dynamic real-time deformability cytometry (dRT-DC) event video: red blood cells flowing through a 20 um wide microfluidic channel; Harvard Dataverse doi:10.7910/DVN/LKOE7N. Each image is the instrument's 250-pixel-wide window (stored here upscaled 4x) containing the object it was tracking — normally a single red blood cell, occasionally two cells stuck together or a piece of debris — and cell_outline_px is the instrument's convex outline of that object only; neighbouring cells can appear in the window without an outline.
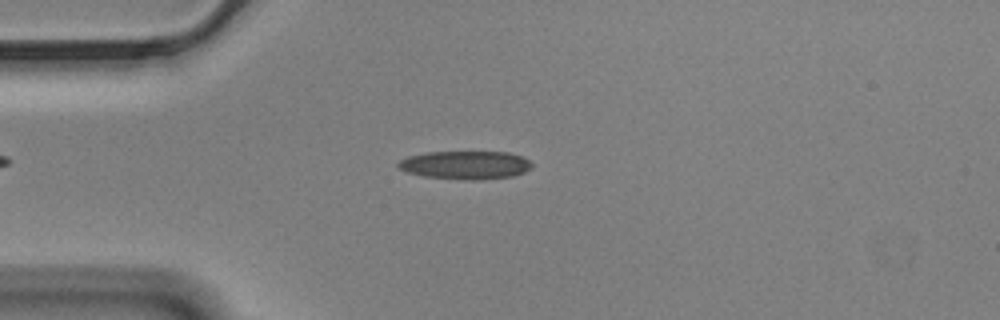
{"species": "Egyptian fruit bat (a non-hibernating species)", "species_latin": "Rousettus aegyptiacus", "temperature_condition": "cold", "stored_images_in_passage": 57, "camera_frame_rate_fps": 3000, "um_per_image_px": 0.085, "animal": {"sex": "male"}, "frame": {"image": 1, "passage_image": 14, "time_ms": 4.333, "image_size_px": [1000, 320], "cell_outline_px": [[532, 168], [524, 172], [512, 176], [476, 180], [472, 180], [424, 176], [408, 172], [396, 168], [396, 164], [400, 160], [408, 156], [428, 152], [508, 152], [520, 156], [528, 160], [532, 164]], "centroid_in_image_um": [39.54, 14.02], "position_along_channel_um": 45.5, "area_um2": 21.91}}
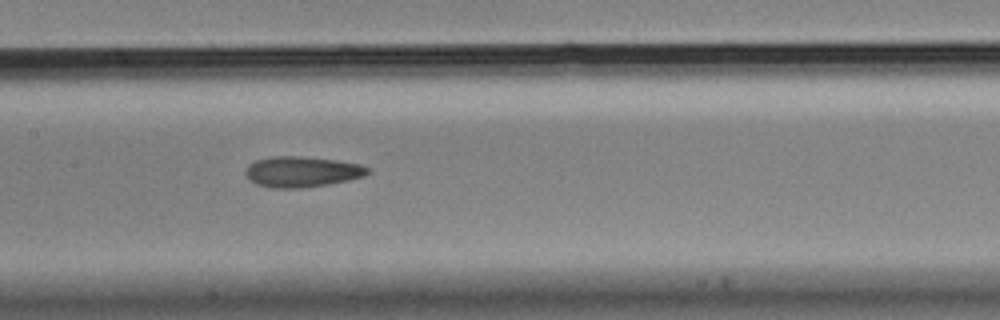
{"frame": {"image": 2, "passage_image": 27, "time_ms": 8.667, "image_size_px": [1000, 320], "cell_outline_px": [[372, 172], [364, 176], [348, 180], [328, 184], [300, 188], [272, 188], [256, 184], [244, 172], [248, 164], [256, 160], [272, 156], [300, 156], [336, 160], [360, 164], [368, 168]], "centroid_in_image_um": [25.67, 14.59], "position_along_channel_um": 181.7, "area_um2": 21.79}}
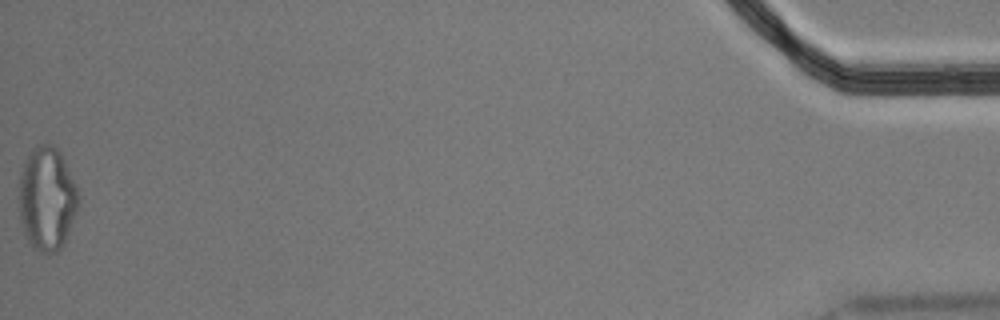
{"frame": {"image": 3, "passage_image": 57, "time_ms": 18.667, "image_size_px": [1000, 320], "cell_outline_px": [[80, 204], [64, 240], [60, 248], [56, 252], [44, 252], [32, 248], [24, 232], [20, 220], [20, 172], [24, 160], [32, 148], [36, 144], [48, 144], [56, 148], [60, 152], [64, 160], [76, 188], [80, 200]], "centroid_in_image_um": [3.98, 16.86], "position_along_channel_um": 431.2, "area_um2": 35.49}, "authors_computed_cell_mechanics": {"area_um2": 21.4438, "velocity_mm_per_s": 3.4826, "shape_relaxation_time_tau1_ms": null, "shape_relaxation_time_tau2_ms": 4.3558, "deformation_change_tau1": null, "deformation_change_tau2": 0.1398}}